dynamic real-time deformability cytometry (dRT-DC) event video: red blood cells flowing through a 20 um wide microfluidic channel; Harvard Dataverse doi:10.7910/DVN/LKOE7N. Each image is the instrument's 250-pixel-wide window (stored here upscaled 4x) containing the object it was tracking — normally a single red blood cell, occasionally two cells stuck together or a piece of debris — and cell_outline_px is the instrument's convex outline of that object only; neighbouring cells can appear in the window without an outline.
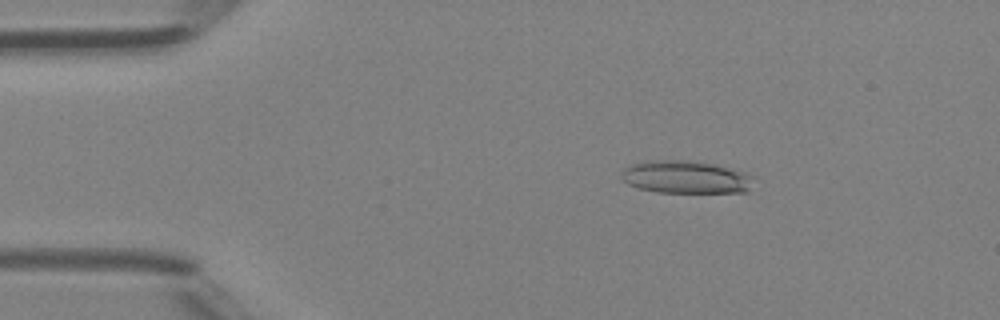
{"species": "Egyptian fruit bat (a non-hibernating species)", "species_latin": "Rousettus aegyptiacus", "temperature_condition": "room temperature", "stored_images_in_passage": 47, "camera_frame_rate_fps": 3000, "um_per_image_px": 0.085, "animal": {"sex": "female"}, "frame": {"image": 1, "passage_image": 8, "time_ms": 2.333, "image_size_px": [1000, 320], "cell_outline_px": [[752, 176], [748, 192], [660, 192], [640, 188], [628, 184], [620, 176], [620, 172], [624, 168], [632, 164], [648, 160], [684, 160], [712, 164], [744, 172]], "centroid_in_image_um": [58.23, 15.05], "position_along_channel_um": 26.8, "area_um2": 24.85}}
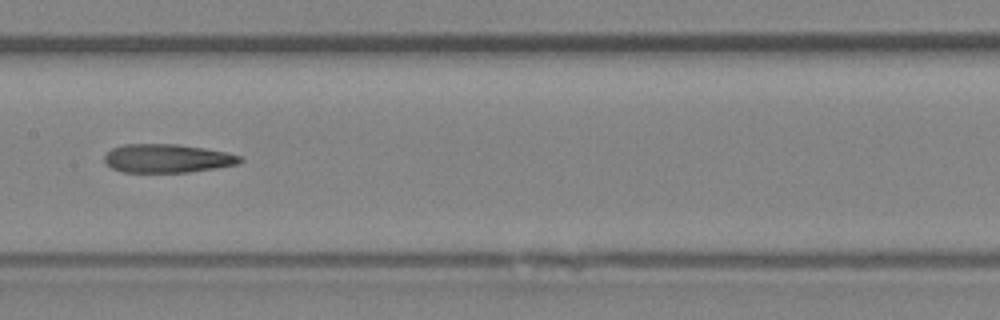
{"frame": {"image": 2, "passage_image": 24, "time_ms": 7.667, "image_size_px": [1000, 320], "cell_outline_px": [[244, 160], [236, 164], [216, 168], [188, 172], [124, 172], [112, 168], [104, 160], [104, 156], [112, 148], [124, 144], [176, 144], [204, 148], [228, 152], [240, 156]], "centroid_in_image_um": [14.23, 13.46], "position_along_channel_um": 193.2, "area_um2": 22.48}}
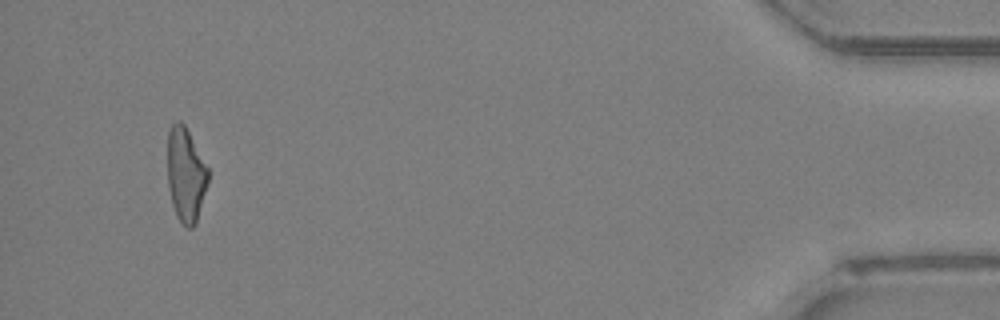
{"frame": {"image": 3, "passage_image": 45, "time_ms": 14.667, "image_size_px": [1000, 320], "cell_outline_px": [[208, 184], [196, 224], [192, 228], [188, 228], [176, 216], [172, 204], [168, 184], [168, 132], [172, 124], [176, 120], [180, 120], [184, 124], [208, 168]], "centroid_in_image_um": [15.79, 14.86], "position_along_channel_um": 419.4, "area_um2": 22.2}, "authors_computed_cell_mechanics": {"area_um2": 23.4668, "velocity_mm_per_s": 4.3436, "shape_relaxation_time_tau1_ms": null, "shape_relaxation_time_tau2_ms": 5.6066, "deformation_change_tau1": null, "deformation_change_tau2": 0.1961}}